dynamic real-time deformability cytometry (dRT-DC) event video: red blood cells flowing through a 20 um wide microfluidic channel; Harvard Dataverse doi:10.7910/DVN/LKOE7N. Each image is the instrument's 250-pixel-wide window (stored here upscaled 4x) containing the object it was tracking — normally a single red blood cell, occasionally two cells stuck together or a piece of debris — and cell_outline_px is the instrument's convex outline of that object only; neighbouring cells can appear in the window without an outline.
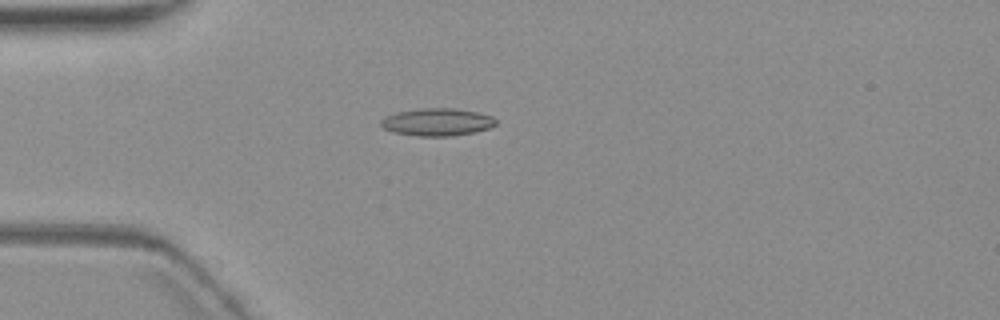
{"species": "common noctule bat (a hibernating species)", "species_latin": "Nyctalus noctula", "temperature_condition": "warm", "stored_images_in_passage": 3, "camera_frame_rate_fps": 3000, "um_per_image_px": 0.085, "animal": {"sex": "female", "body_mass_g": 19.3, "forearm_length_mm": 54.1}, "frame": {"image": 1, "passage_image": 3, "time_ms": 2.333, "image_size_px": [1000, 320], "cell_outline_px": [[496, 124], [488, 128], [476, 132], [452, 136], [416, 136], [392, 132], [384, 128], [380, 124], [380, 120], [384, 116], [396, 112], [424, 108], [456, 108], [476, 112], [492, 116], [496, 120]], "centroid_in_image_um": [37.13, 10.38], "position_along_channel_um": 47.9, "area_um2": 18.55}}